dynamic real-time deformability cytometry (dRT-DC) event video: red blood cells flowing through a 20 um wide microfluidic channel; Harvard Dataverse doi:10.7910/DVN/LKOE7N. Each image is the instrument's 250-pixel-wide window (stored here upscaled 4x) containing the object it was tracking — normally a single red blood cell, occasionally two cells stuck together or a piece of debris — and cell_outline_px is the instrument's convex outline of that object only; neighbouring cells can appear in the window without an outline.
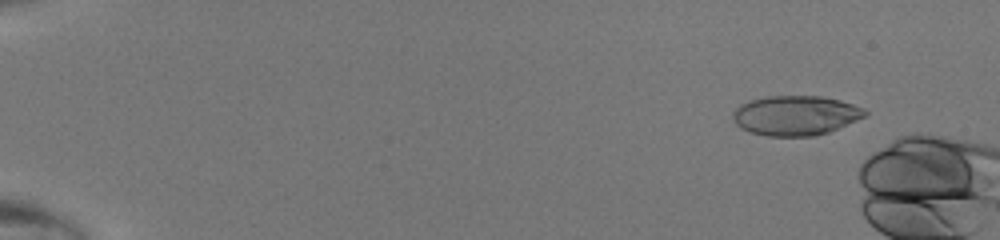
{"species": "human", "species_latin": "Homo sapiens", "temperature_condition": "room temperature", "stored_images_in_passage": 11, "camera_frame_rate_fps": 3000, "um_per_image_px": 0.085, "donor": {"sex": "male"}, "frame": {"image": 1, "passage_image": 5, "time_ms": 1.333, "image_size_px": [1000, 240], "cell_outline_px": [[868, 112], [864, 116], [856, 120], [828, 132], [812, 136], [768, 136], [752, 132], [740, 128], [736, 124], [732, 116], [736, 108], [740, 104], [764, 96], [820, 96], [840, 100], [864, 108]], "centroid_in_image_um": [67.61, 9.81], "position_along_channel_um": 17.4, "area_um2": 30.35}}